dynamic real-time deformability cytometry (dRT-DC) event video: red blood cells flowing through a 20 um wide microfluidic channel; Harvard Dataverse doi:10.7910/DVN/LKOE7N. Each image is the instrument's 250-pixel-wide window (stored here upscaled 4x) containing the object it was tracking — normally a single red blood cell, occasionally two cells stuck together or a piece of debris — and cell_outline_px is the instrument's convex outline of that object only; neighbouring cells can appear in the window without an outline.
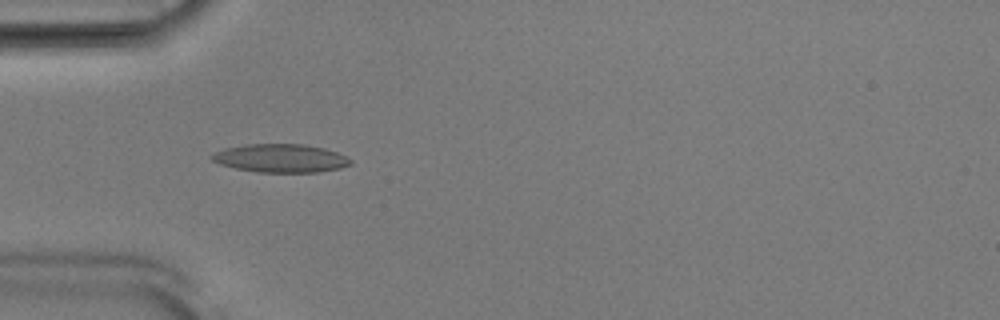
{"species": "Egyptian fruit bat (a non-hibernating species)", "species_latin": "Rousettus aegyptiacus", "temperature_condition": "room temperature", "stored_images_in_passage": 52, "camera_frame_rate_fps": 3000, "um_per_image_px": 0.085, "animal": {"sex": "male"}, "frame": {"image": 1, "passage_image": 16, "time_ms": 5.0, "image_size_px": [1000, 320], "cell_outline_px": [[352, 164], [340, 168], [316, 172], [256, 172], [236, 168], [220, 164], [212, 160], [208, 156], [224, 148], [248, 144], [304, 144], [324, 148], [336, 152], [352, 160]], "centroid_in_image_um": [23.84, 13.45], "position_along_channel_um": 61.2, "area_um2": 22.83}}
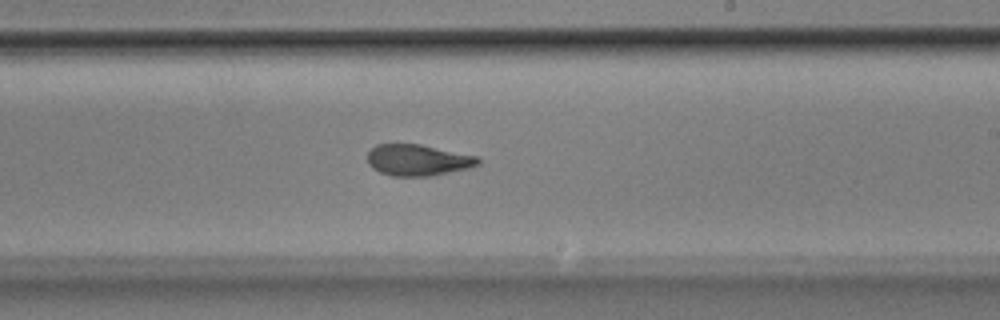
{"frame": {"image": 2, "passage_image": 31, "time_ms": 10.0, "image_size_px": [1000, 320], "cell_outline_px": [[480, 164], [468, 168], [432, 176], [392, 176], [380, 172], [372, 168], [368, 164], [368, 152], [376, 144], [420, 144], [480, 156]], "centroid_in_image_um": [35.54, 13.6], "position_along_channel_um": 253.5, "area_um2": 20.35}}
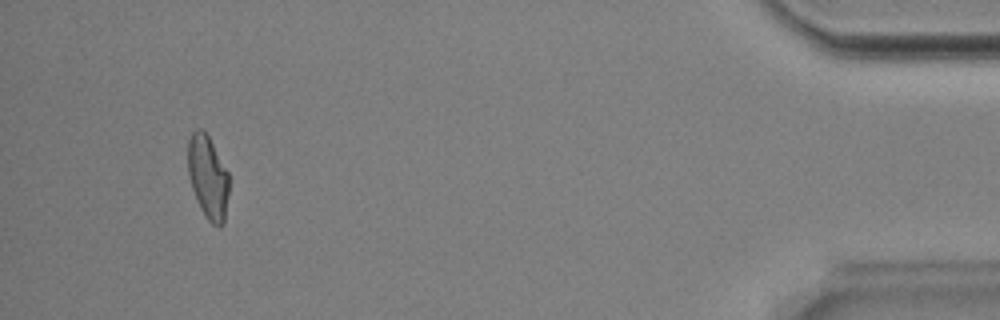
{"frame": {"image": 3, "passage_image": 49, "time_ms": 16.0, "image_size_px": [1000, 320], "cell_outline_px": [[228, 192], [224, 224], [220, 228], [212, 224], [204, 216], [200, 208], [192, 188], [188, 172], [188, 140], [192, 132], [196, 128], [200, 128], [208, 136], [228, 172]], "centroid_in_image_um": [17.67, 15.08], "position_along_channel_um": 417.5, "area_um2": 19.83}, "authors_computed_cell_mechanics": {"area_um2": 20.7502, "velocity_mm_per_s": 3.8938, "shape_relaxation_time_tau1_ms": 8.3014, "shape_relaxation_time_tau2_ms": 2.4427, "deformation_change_tau1": 0.2242, "deformation_change_tau2": 0.081}}